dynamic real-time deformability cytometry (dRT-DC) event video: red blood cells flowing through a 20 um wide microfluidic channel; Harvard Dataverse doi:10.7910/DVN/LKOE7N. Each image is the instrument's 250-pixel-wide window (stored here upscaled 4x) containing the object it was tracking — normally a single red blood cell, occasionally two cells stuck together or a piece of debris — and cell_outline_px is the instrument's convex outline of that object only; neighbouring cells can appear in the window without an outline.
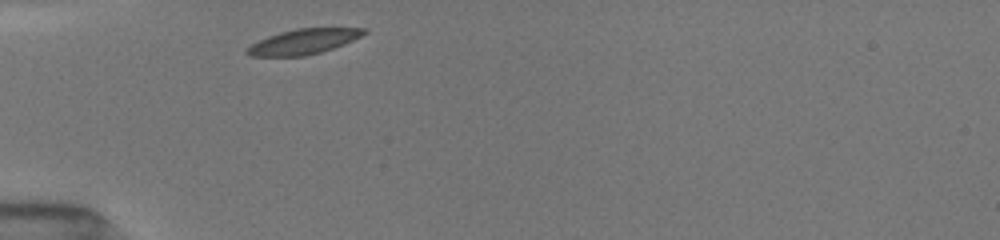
{"species": "common noctule bat (a hibernating species)", "species_latin": "Nyctalus noctula", "temperature_condition": "room temperature", "stored_images_in_passage": 30, "camera_frame_rate_fps": 3000, "um_per_image_px": 0.085, "animal": {"sex": "female", "body_mass_g": 19.5, "forearm_length_mm": 54.1}, "frame": {"image": 1, "passage_image": 1, "time_ms": 0.0, "image_size_px": [1000, 240], "cell_outline_px": [[368, 32], [344, 44], [320, 52], [304, 56], [248, 56], [244, 52], [244, 48], [268, 36], [280, 32], [296, 28], [368, 28]], "centroid_in_image_um": [25.76, 3.53], "position_along_channel_um": 59.2, "area_um2": 17.11}}
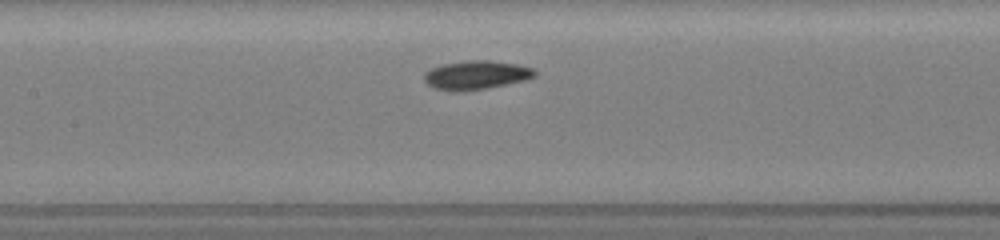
{"frame": {"image": 2, "passage_image": 10, "time_ms": 3.0, "image_size_px": [1000, 240], "cell_outline_px": [[536, 76], [524, 80], [488, 88], [464, 92], [452, 92], [432, 88], [424, 80], [424, 72], [432, 68], [444, 64], [472, 60], [488, 60], [516, 64], [532, 68], [536, 72]], "centroid_in_image_um": [40.44, 6.4], "position_along_channel_um": 167.0, "area_um2": 18.61}}
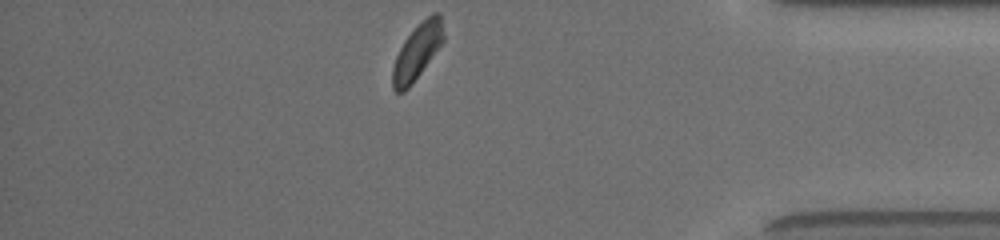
{"frame": {"image": 3, "passage_image": 30, "time_ms": 9.667, "image_size_px": [1000, 240], "cell_outline_px": [[444, 40], [408, 88], [404, 92], [396, 92], [392, 88], [392, 68], [396, 56], [404, 40], [432, 12], [440, 12], [444, 36]], "centroid_in_image_um": [35.44, 4.4], "position_along_channel_um": 399.8, "area_um2": 15.95}, "authors_computed_cell_mechanics": {"area_um2": 17.7446, "velocity_mm_per_s": 3.9016, "shape_relaxation_time_tau1_ms": 1.6326, "shape_relaxation_time_tau2_ms": 4.1043, "deformation_change_tau1": 0.0825, "deformation_change_tau2": 0.0782}}